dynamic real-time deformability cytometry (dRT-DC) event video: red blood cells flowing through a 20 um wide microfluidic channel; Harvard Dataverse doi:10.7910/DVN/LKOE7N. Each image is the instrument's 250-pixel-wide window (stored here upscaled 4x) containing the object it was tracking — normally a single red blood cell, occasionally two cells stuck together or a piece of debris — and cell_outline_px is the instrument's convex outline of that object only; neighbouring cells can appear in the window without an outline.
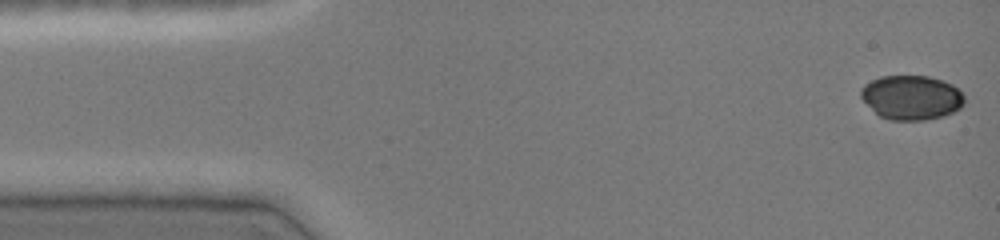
{"species": "common noctule bat (a hibernating species)", "species_latin": "Nyctalus noctula", "temperature_condition": "cold", "stored_images_in_passage": 47, "camera_frame_rate_fps": 3000, "um_per_image_px": 0.085, "animal": {"sex": "female", "body_mass_g": 19.0, "forearm_length_mm": 51.5}, "frame": {"image": 1, "passage_image": 1, "time_ms": 0.0, "image_size_px": [1000, 240], "cell_outline_px": [[964, 104], [960, 108], [944, 116], [924, 120], [888, 120], [880, 116], [860, 96], [860, 88], [864, 84], [880, 76], [928, 76], [944, 80], [952, 84], [964, 96]], "centroid_in_image_um": [77.48, 8.28], "position_along_channel_um": 7.5, "area_um2": 26.76}}
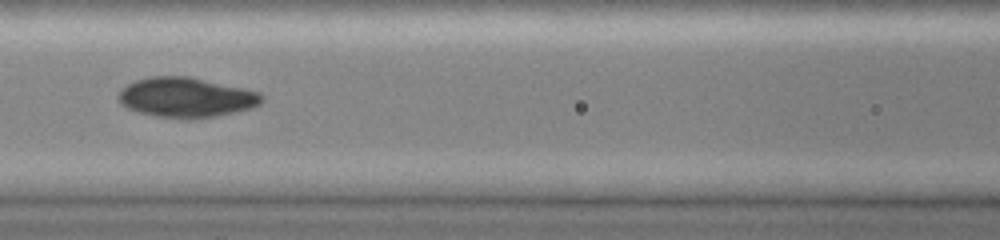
{"frame": {"image": 2, "passage_image": 20, "time_ms": 6.333, "image_size_px": [1000, 240], "cell_outline_px": [[264, 100], [260, 104], [252, 108], [236, 112], [216, 116], [192, 120], [184, 120], [156, 116], [136, 112], [120, 104], [116, 100], [116, 96], [128, 84], [136, 80], [148, 76], [188, 76], [260, 92], [264, 96]], "centroid_in_image_um": [15.81, 8.3], "position_along_channel_um": 150.8, "area_um2": 33.76}}
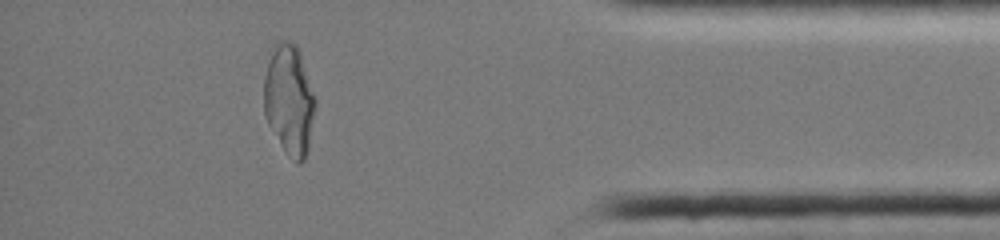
{"frame": {"image": 3, "passage_image": 41, "time_ms": 13.333, "image_size_px": [1000, 240], "cell_outline_px": [[316, 104], [308, 148], [304, 160], [300, 164], [296, 164], [284, 152], [268, 124], [264, 116], [264, 76], [272, 44], [280, 40], [288, 40], [296, 44], [300, 52], [316, 96]], "centroid_in_image_um": [24.58, 8.46], "position_along_channel_um": 410.6, "area_um2": 33.7}}